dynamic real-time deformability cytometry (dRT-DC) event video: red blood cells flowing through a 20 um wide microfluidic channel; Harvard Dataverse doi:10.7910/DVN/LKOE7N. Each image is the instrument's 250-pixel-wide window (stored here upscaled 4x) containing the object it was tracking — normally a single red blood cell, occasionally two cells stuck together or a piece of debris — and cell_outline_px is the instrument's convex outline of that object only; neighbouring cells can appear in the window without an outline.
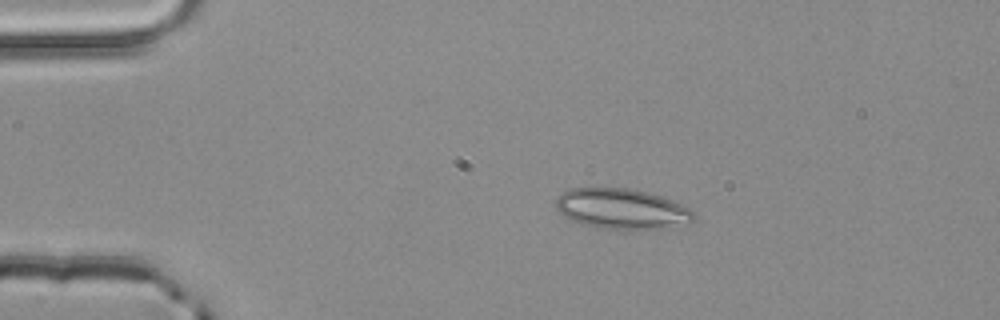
{"species": "common noctule bat (a hibernating species)", "species_latin": "Nyctalus noctula", "temperature_condition": "room temperature", "stored_images_in_passage": 3, "camera_frame_rate_fps": 3000, "um_per_image_px": 0.085, "animal": {"sex": "male", "body_mass_g": 20.4}, "frame": {"image": 1, "passage_image": 2, "time_ms": 0.333, "image_size_px": [1000, 320], "cell_outline_px": [[696, 216], [692, 220], [664, 228], [604, 228], [572, 220], [564, 216], [556, 208], [556, 196], [568, 188], [628, 188], [648, 192], [664, 196], [688, 208]], "centroid_in_image_um": [52.81, 17.71], "position_along_channel_um": 32.2, "area_um2": 31.79}}